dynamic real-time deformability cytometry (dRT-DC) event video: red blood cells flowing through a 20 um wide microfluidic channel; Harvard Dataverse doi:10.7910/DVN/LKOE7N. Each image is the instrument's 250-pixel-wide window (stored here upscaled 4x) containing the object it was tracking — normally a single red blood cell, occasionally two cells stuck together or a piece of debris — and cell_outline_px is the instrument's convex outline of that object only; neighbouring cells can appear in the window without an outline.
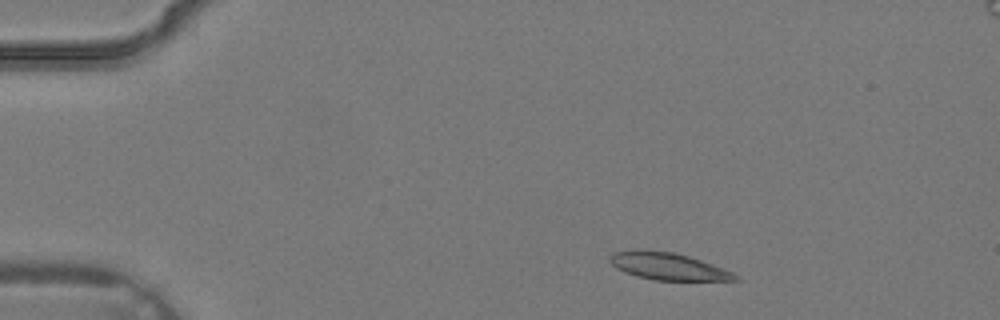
{"species": "common noctule bat (a hibernating species)", "species_latin": "Nyctalus noctula", "temperature_condition": "warm", "stored_images_in_passage": 2, "camera_frame_rate_fps": 3000, "um_per_image_px": 0.085, "animal": {"sex": "male", "body_mass_g": 19.2, "forearm_length_mm": 51.8}, "frame": {"image": 1, "passage_image": 1, "time_ms": 0.0, "image_size_px": [1000, 320], "cell_outline_px": [[740, 280], [652, 280], [636, 276], [624, 272], [616, 268], [608, 260], [608, 256], [612, 252], [636, 248], [672, 252], [688, 256], [712, 264], [732, 272], [740, 276]], "centroid_in_image_um": [56.7, 22.62], "position_along_channel_um": 28.3, "area_um2": 20.06}}